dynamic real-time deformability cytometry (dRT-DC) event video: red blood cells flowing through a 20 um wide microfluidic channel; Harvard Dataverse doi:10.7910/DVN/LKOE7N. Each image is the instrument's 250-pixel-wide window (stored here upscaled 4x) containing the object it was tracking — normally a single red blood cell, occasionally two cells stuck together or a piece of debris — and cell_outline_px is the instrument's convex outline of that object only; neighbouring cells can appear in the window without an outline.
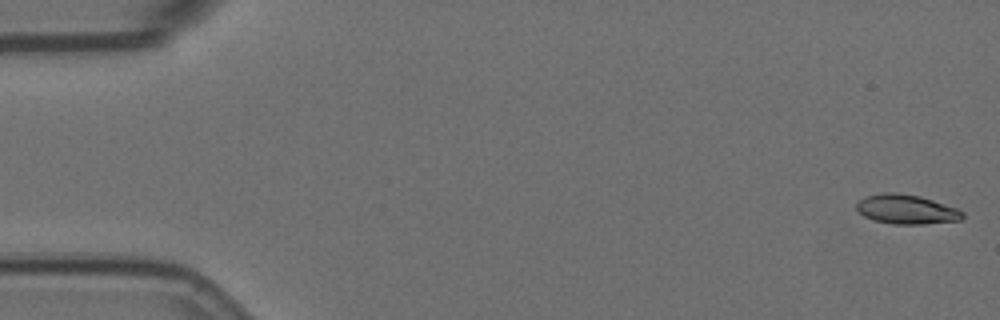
{"species": "Egyptian fruit bat (a non-hibernating species)", "species_latin": "Rousettus aegyptiacus", "temperature_condition": "room temperature", "stored_images_in_passage": 56, "camera_frame_rate_fps": 3000, "um_per_image_px": 0.085, "animal": {"sex": "female"}, "frame": {"image": 1, "passage_image": 1, "time_ms": 0.0, "image_size_px": [1000, 320], "cell_outline_px": [[964, 216], [960, 220], [924, 224], [892, 224], [876, 220], [864, 216], [856, 208], [856, 204], [864, 196], [880, 192], [896, 192], [920, 196], [956, 208], [964, 212]], "centroid_in_image_um": [77.03, 17.78], "position_along_channel_um": 8.0, "area_um2": 18.15}}
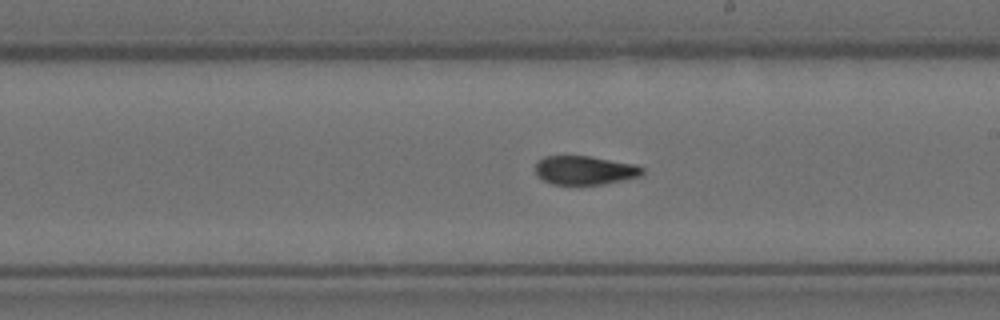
{"frame": {"image": 2, "passage_image": 32, "time_ms": 10.333, "image_size_px": [1000, 320], "cell_outline_px": [[644, 176], [604, 184], [552, 184], [536, 176], [536, 164], [544, 156], [592, 156], [636, 164], [644, 168]], "centroid_in_image_um": [49.77, 14.47], "position_along_channel_um": 239.2, "area_um2": 18.15}}
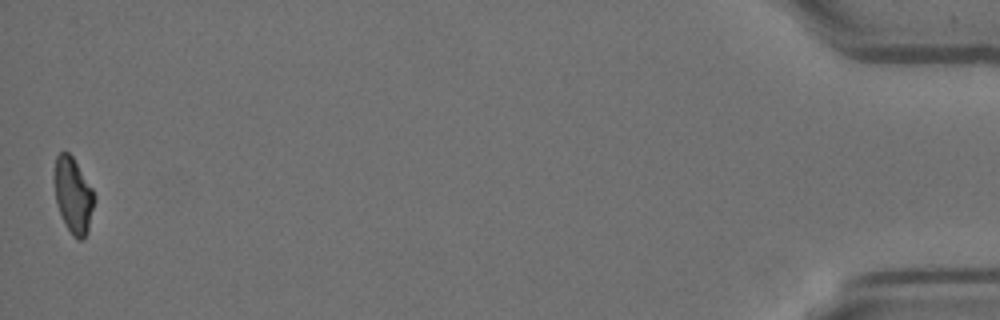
{"frame": {"image": 3, "passage_image": 56, "time_ms": 18.333, "image_size_px": [1000, 320], "cell_outline_px": [[96, 200], [88, 232], [84, 240], [76, 240], [72, 236], [60, 212], [56, 200], [52, 180], [52, 176], [56, 156], [60, 152], [68, 152], [72, 156], [92, 188], [96, 196]], "centroid_in_image_um": [6.22, 16.61], "position_along_channel_um": 429.0, "area_um2": 18.03}, "authors_computed_cell_mechanics": {"area_um2": 18.6694, "velocity_mm_per_s": 3.584, "shape_relaxation_time_tau1_ms": 7.9225, "shape_relaxation_time_tau2_ms": 2.9785, "deformation_change_tau1": 0.2141, "deformation_change_tau2": 0.0824}}